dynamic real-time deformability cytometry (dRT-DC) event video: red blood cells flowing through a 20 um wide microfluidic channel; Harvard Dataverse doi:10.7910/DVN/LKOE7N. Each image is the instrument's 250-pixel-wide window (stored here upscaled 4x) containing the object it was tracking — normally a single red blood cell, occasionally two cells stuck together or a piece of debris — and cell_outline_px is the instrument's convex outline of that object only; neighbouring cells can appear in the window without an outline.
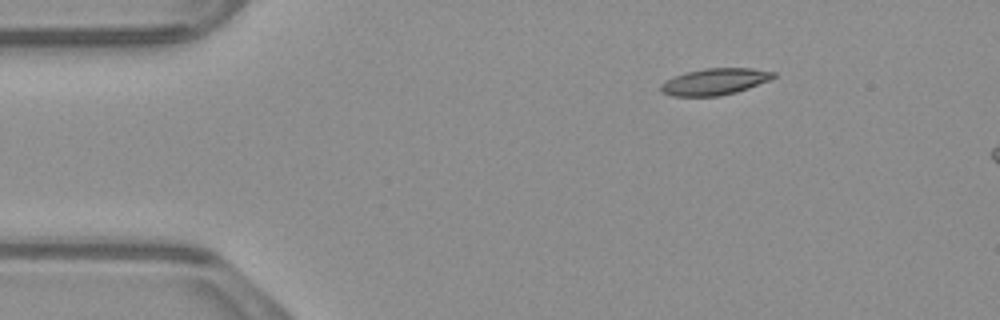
{"species": "common noctule bat (a hibernating species)", "species_latin": "Nyctalus noctula", "temperature_condition": "warm", "stored_images_in_passage": 7, "camera_frame_rate_fps": 3000, "um_per_image_px": 0.085, "animal": {"sex": "male", "body_mass_g": 23.1, "forearm_length_mm": 52.7}, "frame": {"image": 1, "passage_image": 1, "time_ms": 0.0, "image_size_px": [1000, 320], "cell_outline_px": [[776, 76], [768, 80], [748, 88], [736, 92], [720, 96], [672, 96], [660, 92], [660, 84], [676, 76], [688, 72], [704, 68], [752, 68], [776, 72]], "centroid_in_image_um": [60.75, 6.94], "position_along_channel_um": 24.2, "area_um2": 17.28}}